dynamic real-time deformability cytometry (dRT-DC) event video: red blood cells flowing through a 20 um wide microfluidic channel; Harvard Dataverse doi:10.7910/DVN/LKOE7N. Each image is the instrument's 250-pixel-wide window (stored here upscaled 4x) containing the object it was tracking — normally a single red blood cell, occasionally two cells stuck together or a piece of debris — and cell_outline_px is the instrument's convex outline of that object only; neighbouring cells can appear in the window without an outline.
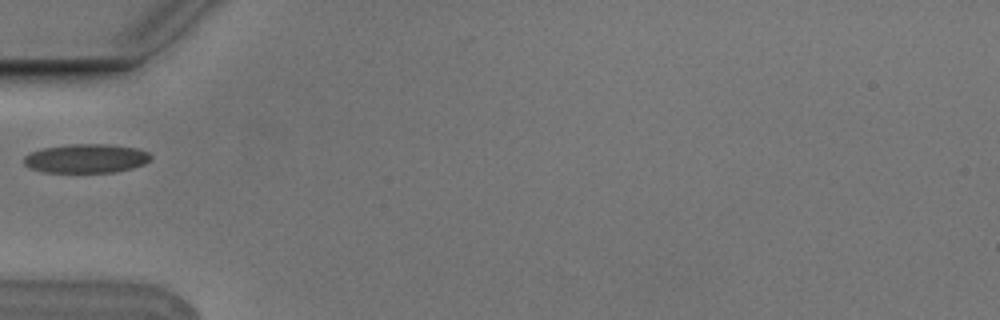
{"species": "Egyptian fruit bat (a non-hibernating species)", "species_latin": "Rousettus aegyptiacus", "temperature_condition": "cold", "stored_images_in_passage": 2, "camera_frame_rate_fps": 3000, "um_per_image_px": 0.085, "animal": {"sex": "male"}, "frame": {"image": 1, "passage_image": 1, "time_ms": 0.0, "image_size_px": [1000, 320], "cell_outline_px": [[152, 156], [144, 164], [132, 168], [116, 172], [44, 172], [32, 168], [24, 164], [24, 156], [32, 152], [44, 148], [68, 144], [108, 144], [136, 148], [148, 152]], "centroid_in_image_um": [7.34, 13.46], "position_along_channel_um": 77.7, "area_um2": 21.27}}